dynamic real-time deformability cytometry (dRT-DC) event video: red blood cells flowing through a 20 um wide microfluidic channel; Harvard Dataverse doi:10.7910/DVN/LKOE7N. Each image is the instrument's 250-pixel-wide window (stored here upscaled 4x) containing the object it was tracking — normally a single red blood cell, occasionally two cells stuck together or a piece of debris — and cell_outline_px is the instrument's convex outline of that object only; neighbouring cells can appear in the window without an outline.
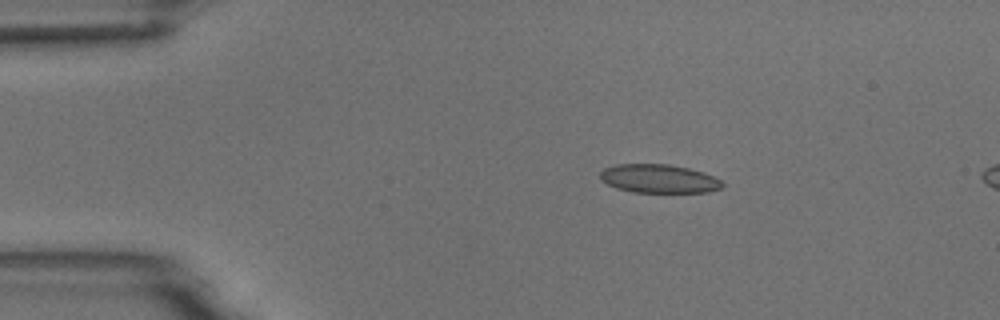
{"species": "common noctule bat (a hibernating species)", "species_latin": "Nyctalus noctula", "temperature_condition": "room temperature", "stored_images_in_passage": 4, "camera_frame_rate_fps": 3000, "um_per_image_px": 0.085, "animal": {"sex": "male", "body_mass_g": 18.8}, "frame": {"image": 1, "passage_image": 2, "time_ms": 1.0, "image_size_px": [1000, 320], "cell_outline_px": [[724, 184], [720, 188], [708, 192], [636, 192], [616, 188], [600, 180], [600, 172], [604, 168], [616, 164], [668, 164], [688, 168], [704, 172], [720, 180]], "centroid_in_image_um": [55.98, 15.18], "position_along_channel_um": 29.0, "area_um2": 20.29}}